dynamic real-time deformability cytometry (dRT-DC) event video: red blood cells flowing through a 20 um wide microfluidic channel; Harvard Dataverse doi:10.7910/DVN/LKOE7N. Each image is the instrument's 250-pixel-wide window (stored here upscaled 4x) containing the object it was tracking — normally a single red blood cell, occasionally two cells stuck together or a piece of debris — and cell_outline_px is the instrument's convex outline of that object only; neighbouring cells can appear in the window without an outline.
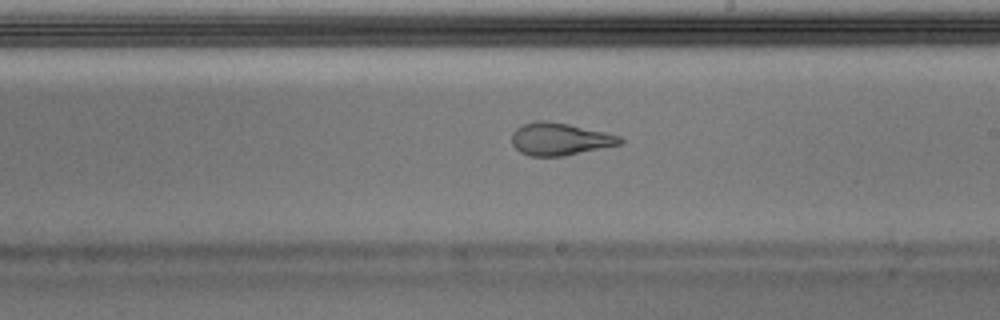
{"species": "Egyptian fruit bat (a non-hibernating species)", "species_latin": "Rousettus aegyptiacus", "temperature_condition": "warm", "stored_images_in_passage": 50, "camera_frame_rate_fps": 3000, "um_per_image_px": 0.085, "animal": {"sex": "male"}, "frame": {"image": 1, "passage_image": 29, "time_ms": 9.333, "image_size_px": [1000, 320], "cell_outline_px": [[624, 140], [620, 144], [564, 156], [532, 156], [520, 152], [512, 144], [512, 132], [516, 128], [524, 124], [540, 120], [544, 120], [568, 124], [604, 132], [620, 136]], "centroid_in_image_um": [47.56, 11.82], "position_along_channel_um": 241.4, "area_um2": 20.23}}
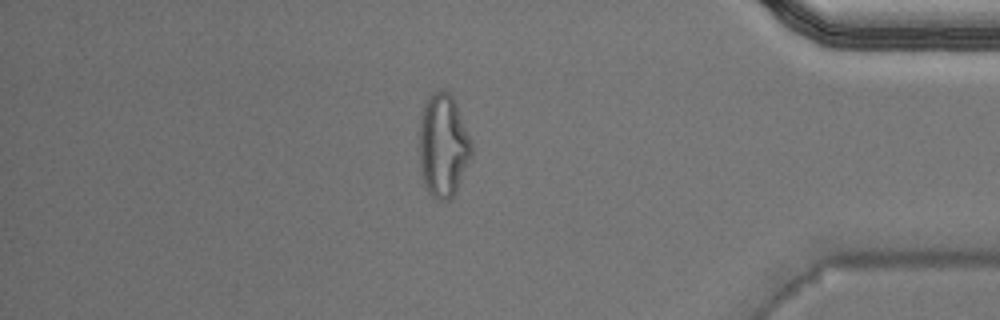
{"frame": {"image": 2, "passage_image": 43, "time_ms": 14.0, "image_size_px": [1000, 320], "cell_outline_px": [[472, 156], [456, 192], [448, 200], [440, 200], [432, 196], [428, 192], [420, 176], [420, 116], [428, 96], [432, 92], [440, 88], [448, 92], [452, 96], [456, 104], [472, 144]], "centroid_in_image_um": [37.66, 12.38], "position_along_channel_um": 397.5, "area_um2": 31.5}, "authors_computed_cell_mechanics": {"area_um2": 21.5594, "velocity_mm_per_s": 4.0027, "shape_relaxation_time_tau1_ms": null, "shape_relaxation_time_tau2_ms": 1.0679, "deformation_change_tau1": null, "deformation_change_tau2": 0.0779}}